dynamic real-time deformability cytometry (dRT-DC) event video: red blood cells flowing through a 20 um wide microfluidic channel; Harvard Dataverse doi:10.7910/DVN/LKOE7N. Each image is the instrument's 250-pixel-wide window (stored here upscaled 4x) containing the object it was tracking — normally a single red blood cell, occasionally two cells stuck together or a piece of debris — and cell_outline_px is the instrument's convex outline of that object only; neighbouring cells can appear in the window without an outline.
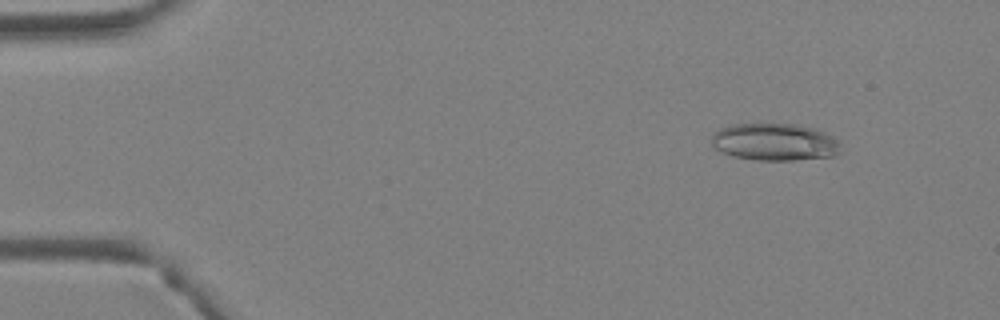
{"species": "Egyptian fruit bat (a non-hibernating species)", "species_latin": "Rousettus aegyptiacus", "temperature_condition": "warm", "stored_images_in_passage": 4, "camera_frame_rate_fps": 3000, "um_per_image_px": 0.085, "animal": {"sex": "female"}, "frame": {"image": 1, "passage_image": 2, "time_ms": 0.333, "image_size_px": [1000, 320], "cell_outline_px": [[840, 144], [836, 156], [792, 160], [756, 160], [732, 156], [716, 148], [712, 144], [712, 136], [720, 128], [732, 124], [796, 124], [812, 128], [824, 132], [832, 136]], "centroid_in_image_um": [65.84, 12.07], "position_along_channel_um": 19.2, "area_um2": 27.8}}